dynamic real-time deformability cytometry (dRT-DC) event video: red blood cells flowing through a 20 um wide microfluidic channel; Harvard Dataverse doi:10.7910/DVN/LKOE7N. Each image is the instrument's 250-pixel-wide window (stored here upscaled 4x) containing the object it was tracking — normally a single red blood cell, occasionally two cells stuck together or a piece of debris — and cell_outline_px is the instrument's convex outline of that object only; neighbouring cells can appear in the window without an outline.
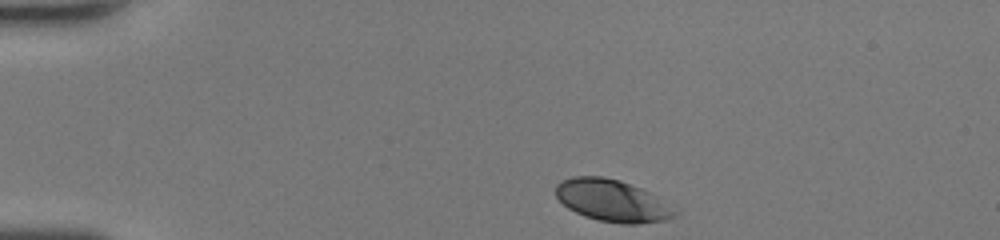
{"species": "human", "species_latin": "Homo sapiens", "temperature_condition": "room temperature", "stored_images_in_passage": 34, "camera_frame_rate_fps": 3000, "um_per_image_px": 0.085, "donor": {"sex": "female"}, "frame": {"image": 1, "passage_image": 1, "time_ms": 0.0, "image_size_px": [1000, 240], "cell_outline_px": [[672, 216], [664, 220], [636, 224], [624, 224], [596, 220], [584, 216], [568, 208], [556, 196], [556, 184], [560, 180], [572, 176], [604, 176], [620, 180], [640, 188], [648, 192]], "centroid_in_image_um": [51.81, 17.03], "position_along_channel_um": 33.2, "area_um2": 27.86}}
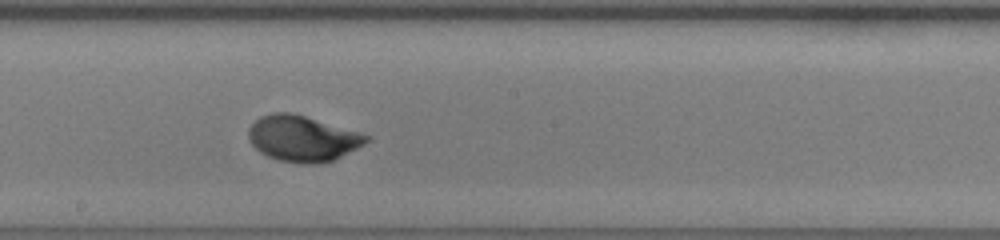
{"frame": {"image": 2, "passage_image": 19, "time_ms": 6.0, "image_size_px": [1000, 240], "cell_outline_px": [[368, 140], [364, 144], [332, 160], [316, 164], [300, 164], [280, 160], [268, 156], [260, 152], [252, 144], [248, 136], [248, 128], [260, 116], [272, 112], [292, 112], [360, 132], [368, 136]], "centroid_in_image_um": [25.68, 11.76], "position_along_channel_um": 222.5, "area_um2": 31.21}}
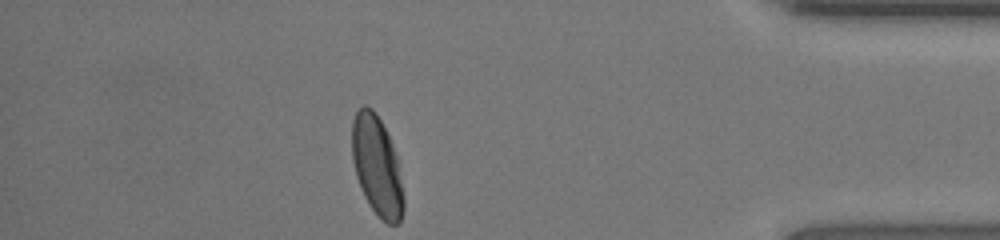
{"frame": {"image": 3, "passage_image": 34, "time_ms": 11.0, "image_size_px": [1000, 240], "cell_outline_px": [[404, 208], [400, 224], [388, 224], [380, 220], [368, 204], [364, 196], [356, 176], [352, 160], [352, 120], [356, 112], [364, 104], [372, 108], [380, 120], [388, 136], [396, 156], [404, 196]], "centroid_in_image_um": [32.03, 14.16], "position_along_channel_um": 403.2, "area_um2": 29.94}, "authors_computed_cell_mechanics": {"area_um2": 30.0271, "velocity_mm_per_s": 4.308, "shape_relaxation_time_tau1_ms": 2.8012, "shape_relaxation_time_tau2_ms": null, "deformation_change_tau1": 0.1572, "deformation_change_tau2": null}}